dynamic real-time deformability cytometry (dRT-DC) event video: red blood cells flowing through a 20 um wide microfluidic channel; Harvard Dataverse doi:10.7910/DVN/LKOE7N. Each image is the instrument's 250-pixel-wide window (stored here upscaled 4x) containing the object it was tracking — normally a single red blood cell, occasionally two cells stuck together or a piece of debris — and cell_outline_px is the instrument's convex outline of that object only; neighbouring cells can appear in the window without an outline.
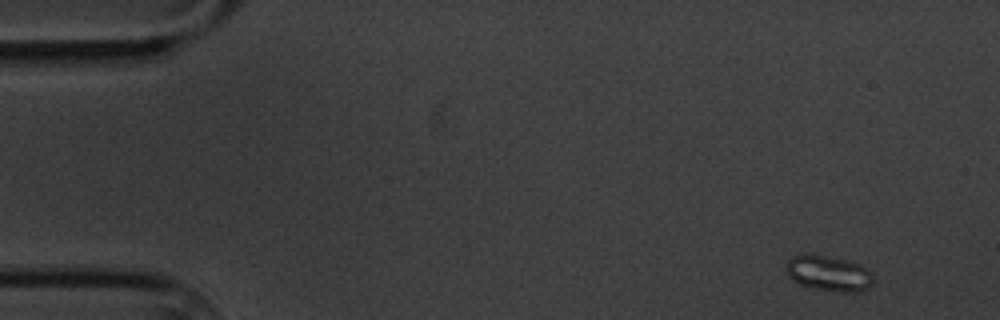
{"species": "common noctule bat (a hibernating species)", "species_latin": "Nyctalus noctula", "temperature_condition": "cold", "stored_images_in_passage": 5, "camera_frame_rate_fps": 3000, "um_per_image_px": 0.085, "animal": {"sex": "male", "body_mass_g": 20.1, "forearm_length_mm": 53.5}, "frame": {"image": 1, "passage_image": 1, "time_ms": 0.0, "image_size_px": [1000, 320], "cell_outline_px": [[872, 284], [868, 288], [860, 292], [836, 292], [812, 288], [796, 284], [788, 276], [784, 268], [788, 260], [792, 256], [804, 252], [808, 252], [848, 260], [860, 264], [868, 268], [872, 276]], "centroid_in_image_um": [70.38, 23.22], "position_along_channel_um": 14.6, "area_um2": 18.73}}
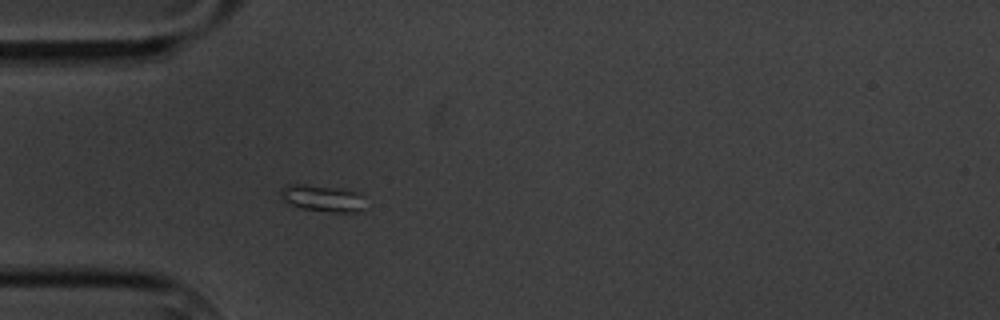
{"frame": {"image": 2, "passage_image": 5, "time_ms": 4.333, "image_size_px": [1000, 320], "cell_outline_px": [[360, 208], [356, 212], [332, 212], [304, 208], [292, 204], [284, 200], [280, 196], [280, 188], [288, 184], [304, 184], [344, 188], [356, 192]], "centroid_in_image_um": [27.27, 16.81], "position_along_channel_um": 57.7, "area_um2": 12.54}}